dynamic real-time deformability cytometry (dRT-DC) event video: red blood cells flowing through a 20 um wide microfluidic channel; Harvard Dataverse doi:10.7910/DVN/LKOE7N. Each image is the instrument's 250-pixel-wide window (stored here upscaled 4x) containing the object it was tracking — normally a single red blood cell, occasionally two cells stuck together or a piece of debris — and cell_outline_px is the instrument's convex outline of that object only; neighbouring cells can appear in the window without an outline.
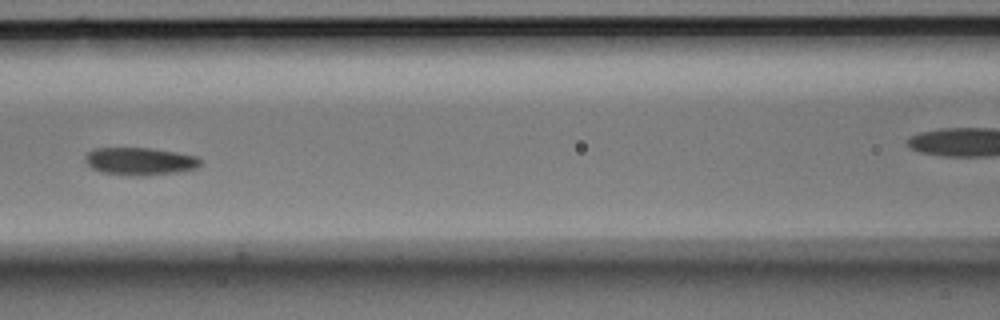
{"species": "Egyptian fruit bat (a non-hibernating species)", "species_latin": "Rousettus aegyptiacus", "temperature_condition": "room temperature", "stored_images_in_passage": 9, "camera_frame_rate_fps": 3000, "um_per_image_px": 0.085, "animal": {"sex": "male"}, "frame": {"image": 1, "passage_image": 6, "time_ms": 1.667, "image_size_px": [1000, 320], "cell_outline_px": [[200, 164], [196, 168], [176, 172], [148, 176], [144, 176], [104, 172], [92, 168], [88, 164], [84, 156], [88, 152], [96, 148], [148, 148], [176, 152], [196, 156], [200, 160]], "centroid_in_image_um": [11.9, 13.7], "position_along_channel_um": 154.7, "area_um2": 18.21}}
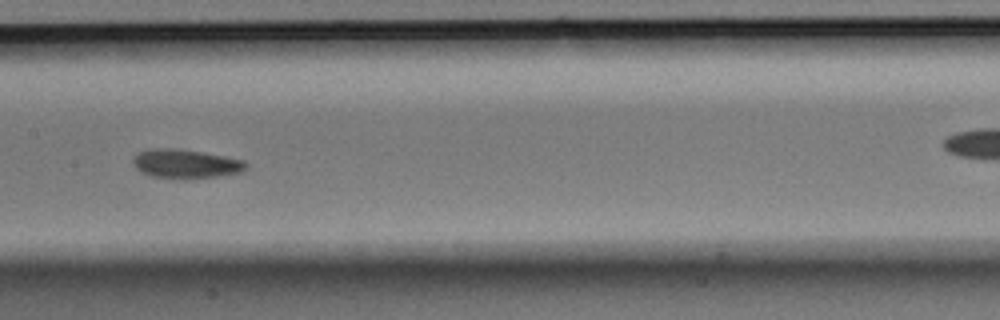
{"frame": {"image": 2, "passage_image": 7, "time_ms": 2.0, "image_size_px": [1000, 320], "cell_outline_px": [[248, 168], [244, 172], [216, 176], [184, 180], [152, 176], [136, 168], [132, 160], [140, 152], [156, 148], [168, 148], [200, 152], [224, 156], [244, 160], [248, 164]], "centroid_in_image_um": [15.85, 13.95], "position_along_channel_um": 191.6, "area_um2": 18.96}}
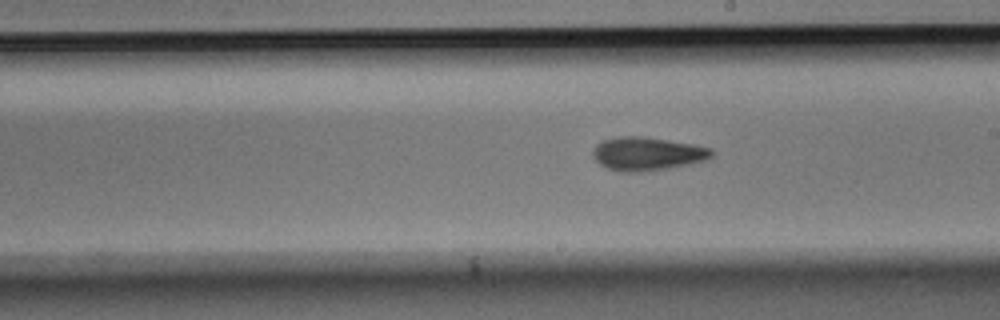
{"frame": {"image": 3, "passage_image": 9, "time_ms": 2.667, "image_size_px": [1000, 320], "cell_outline_px": [[716, 152], [712, 156], [704, 160], [688, 164], [664, 168], [636, 172], [620, 172], [608, 168], [600, 164], [596, 160], [592, 152], [596, 144], [604, 140], [620, 136], [644, 136], [692, 144], [712, 148]], "centroid_in_image_um": [55.01, 13.05], "position_along_channel_um": 234.0, "area_um2": 22.89}}